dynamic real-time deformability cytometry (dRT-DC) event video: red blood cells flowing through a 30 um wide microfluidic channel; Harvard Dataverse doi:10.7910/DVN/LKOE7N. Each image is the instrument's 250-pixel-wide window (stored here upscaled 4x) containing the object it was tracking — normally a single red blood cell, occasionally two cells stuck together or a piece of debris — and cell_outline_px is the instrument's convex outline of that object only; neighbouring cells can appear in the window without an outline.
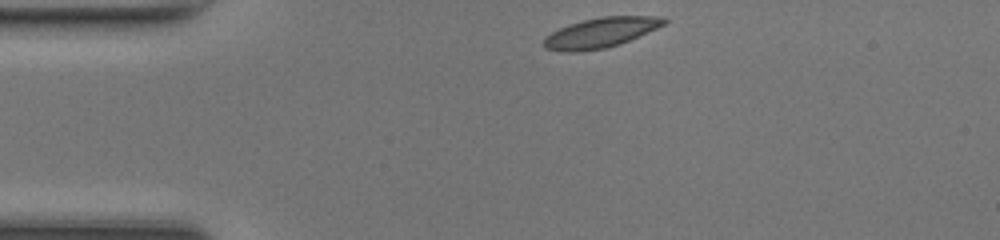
{"species": "common noctule bat (a hibernating species)", "species_latin": "Nyctalus noctula", "temperature_condition": "room temperature", "stored_images_in_passage": 39, "camera_frame_rate_fps": 3000, "um_per_image_px": 0.085, "animal": {"sex": "female", "body_mass_g": 17.0, "forearm_length_mm": 48.0}, "frame": {"image": 1, "passage_image": 1, "time_ms": 0.0, "image_size_px": [1000, 240], "cell_outline_px": [[668, 20], [664, 24], [656, 28], [628, 40], [604, 48], [580, 52], [568, 52], [544, 48], [544, 36], [568, 24], [600, 16], [660, 16]], "centroid_in_image_um": [51.01, 2.77], "position_along_channel_um": 34.0, "area_um2": 20.69}}
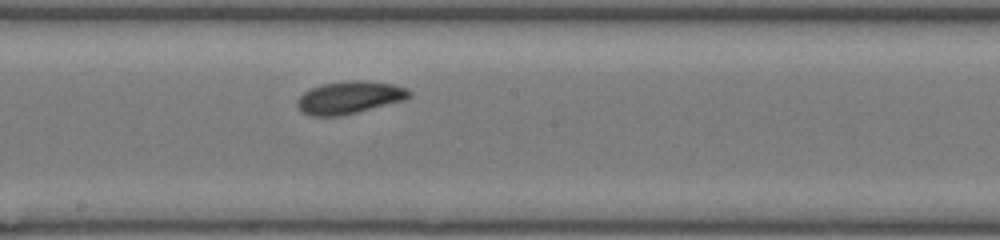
{"frame": {"image": 2, "passage_image": 17, "time_ms": 5.333, "image_size_px": [1000, 240], "cell_outline_px": [[412, 96], [404, 100], [356, 112], [336, 116], [312, 116], [304, 112], [296, 104], [296, 100], [304, 92], [320, 84], [352, 80], [368, 80], [392, 84], [404, 88], [412, 92]], "centroid_in_image_um": [29.71, 8.27], "position_along_channel_um": 218.5, "area_um2": 21.04}}
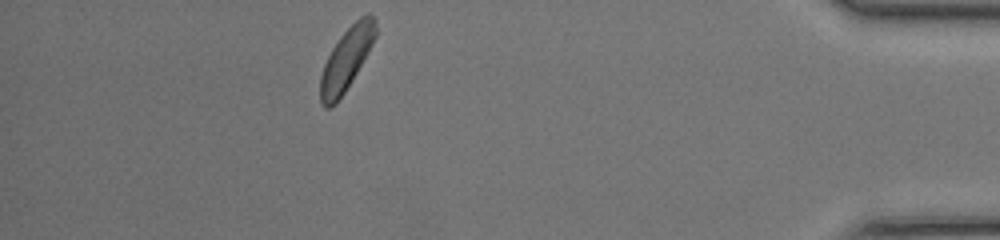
{"frame": {"image": 3, "passage_image": 34, "time_ms": 11.0, "image_size_px": [1000, 240], "cell_outline_px": [[376, 36], [368, 52], [344, 92], [336, 104], [328, 108], [324, 108], [320, 104], [320, 76], [324, 64], [332, 48], [340, 36], [360, 16], [368, 12], [372, 12], [376, 20]], "centroid_in_image_um": [29.44, 5.01], "position_along_channel_um": 405.8, "area_um2": 19.94}, "authors_computed_cell_mechanics": {"area_um2": 20.4612, "velocity_mm_per_s": 4.2678, "shape_relaxation_time_tau1_ms": 2.6701, "shape_relaxation_time_tau2_ms": 2.9975, "deformation_change_tau1": 0.1042, "deformation_change_tau2": 0.082}}